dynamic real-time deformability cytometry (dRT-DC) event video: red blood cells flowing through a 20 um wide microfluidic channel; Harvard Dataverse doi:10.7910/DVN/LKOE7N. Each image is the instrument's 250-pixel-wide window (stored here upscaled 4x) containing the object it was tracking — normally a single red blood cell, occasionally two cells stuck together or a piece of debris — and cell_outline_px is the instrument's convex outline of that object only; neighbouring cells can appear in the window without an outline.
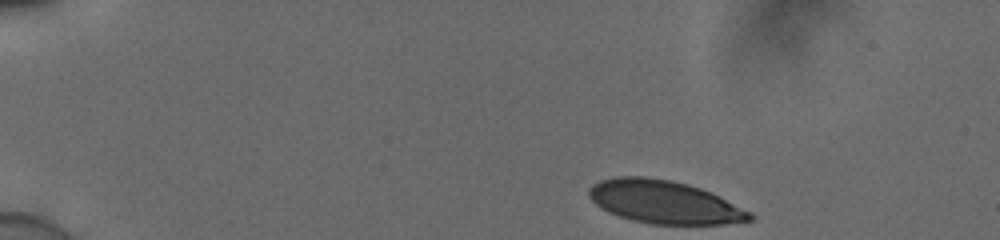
{"species": "human", "species_latin": "Homo sapiens", "temperature_condition": "cold", "stored_images_in_passage": 44, "camera_frame_rate_fps": 3000, "um_per_image_px": 0.085, "donor": {"sex": "male"}, "frame": {"image": 1, "passage_image": 1, "time_ms": 0.0, "image_size_px": [1000, 240], "cell_outline_px": [[756, 220], [724, 224], [652, 224], [632, 220], [608, 212], [600, 208], [588, 196], [588, 188], [592, 184], [600, 180], [616, 176], [644, 176], [672, 180], [688, 184], [700, 188], [752, 212], [756, 216]], "centroid_in_image_um": [56.45, 17.17], "position_along_channel_um": 28.5, "area_um2": 40.46}}
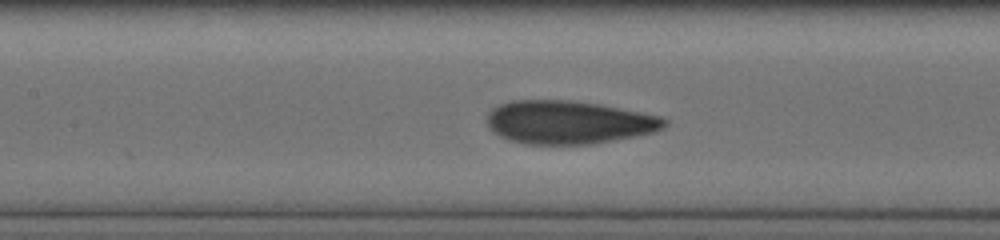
{"frame": {"image": 2, "passage_image": 19, "time_ms": 6.0, "image_size_px": [1000, 240], "cell_outline_px": [[668, 124], [664, 128], [652, 132], [592, 144], [524, 144], [508, 140], [492, 132], [488, 128], [488, 112], [492, 108], [500, 104], [512, 100], [568, 100], [600, 104], [660, 116], [668, 120]], "centroid_in_image_um": [48.29, 10.39], "position_along_channel_um": 159.1, "area_um2": 44.68}}
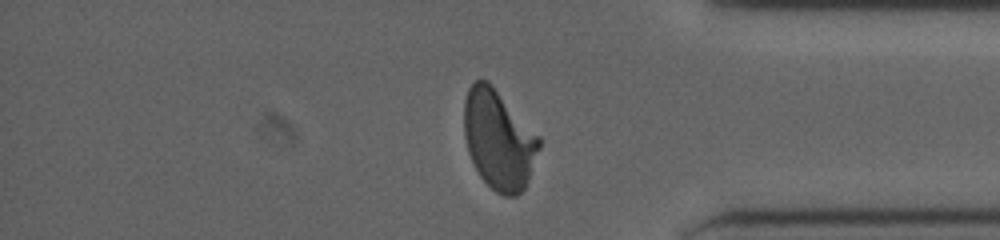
{"frame": {"image": 3, "passage_image": 38, "time_ms": 12.333, "image_size_px": [1000, 240], "cell_outline_px": [[540, 148], [528, 180], [524, 188], [516, 196], [504, 196], [496, 192], [480, 176], [468, 152], [464, 136], [464, 100], [468, 88], [476, 80], [488, 80], [492, 84], [540, 136]], "centroid_in_image_um": [42.39, 11.85], "position_along_channel_um": 392.8, "area_um2": 43.47}, "authors_computed_cell_mechanics": {"area_um2": 43.4078, "velocity_mm_per_s": 3.8688, "shape_relaxation_time_tau1_ms": 4.4359, "shape_relaxation_time_tau2_ms": 0.7905, "deformation_change_tau1": 0.1663, "deformation_change_tau2": 0.0542}}